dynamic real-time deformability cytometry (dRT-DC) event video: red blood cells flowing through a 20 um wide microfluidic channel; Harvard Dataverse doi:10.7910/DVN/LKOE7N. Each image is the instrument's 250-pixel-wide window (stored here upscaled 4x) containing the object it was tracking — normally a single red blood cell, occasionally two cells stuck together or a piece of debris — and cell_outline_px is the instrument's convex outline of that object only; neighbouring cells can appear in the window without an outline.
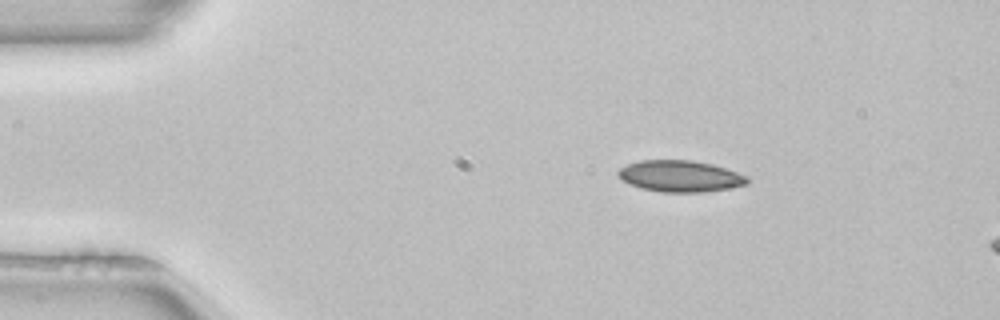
{"species": "common noctule bat (a hibernating species)", "species_latin": "Nyctalus noctula", "temperature_condition": "room temperature", "stored_images_in_passage": 14, "camera_frame_rate_fps": 3000, "um_per_image_px": 0.085, "animal": {"sex": "female", "body_mass_g": 22.7, "forearm_length_mm": 54.2}, "frame": {"image": 1, "passage_image": 8, "time_ms": 2.333, "image_size_px": [1000, 320], "cell_outline_px": [[748, 184], [728, 188], [704, 192], [660, 192], [640, 188], [624, 180], [616, 172], [620, 168], [628, 164], [640, 160], [692, 160], [712, 164], [748, 176]], "centroid_in_image_um": [57.82, 14.97], "position_along_channel_um": 27.2, "area_um2": 23.47}}